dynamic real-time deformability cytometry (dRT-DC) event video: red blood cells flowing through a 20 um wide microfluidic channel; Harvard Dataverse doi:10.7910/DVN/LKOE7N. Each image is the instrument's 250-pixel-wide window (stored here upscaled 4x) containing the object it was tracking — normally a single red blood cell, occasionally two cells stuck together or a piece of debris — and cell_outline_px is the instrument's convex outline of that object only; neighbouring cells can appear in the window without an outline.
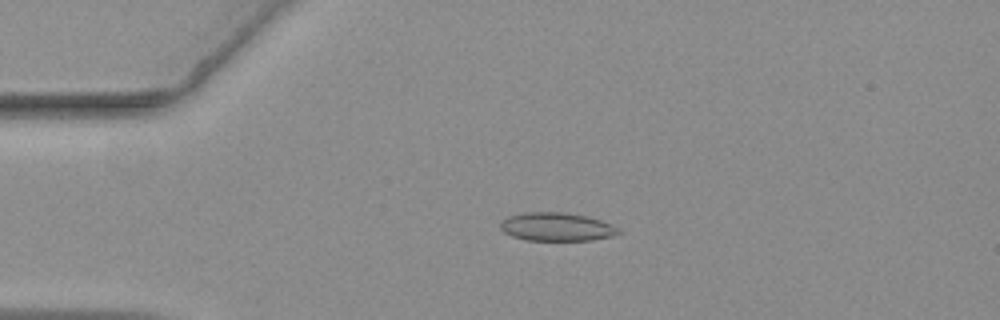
{"species": "common noctule bat (a hibernating species)", "species_latin": "Nyctalus noctula", "temperature_condition": "warm", "stored_images_in_passage": 57, "camera_frame_rate_fps": 3000, "um_per_image_px": 0.085, "animal": {"sex": "female", "body_mass_g": 19.3, "forearm_length_mm": 54.1}, "frame": {"image": 1, "passage_image": 13, "time_ms": 4.0, "image_size_px": [1000, 320], "cell_outline_px": [[620, 232], [612, 236], [592, 240], [524, 240], [512, 236], [504, 232], [500, 228], [500, 224], [508, 216], [528, 212], [564, 212], [584, 216], [600, 220], [612, 224]], "centroid_in_image_um": [47.29, 19.28], "position_along_channel_um": 37.7, "area_um2": 19.31}}
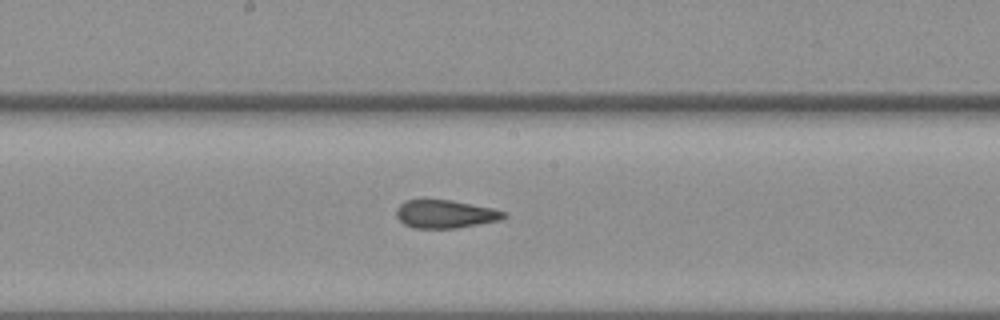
{"frame": {"image": 2, "passage_image": 30, "time_ms": 9.667, "image_size_px": [1000, 320], "cell_outline_px": [[508, 216], [500, 220], [456, 228], [412, 228], [404, 224], [396, 216], [396, 208], [400, 204], [408, 200], [452, 200], [492, 208], [504, 212]], "centroid_in_image_um": [37.83, 18.2], "position_along_channel_um": 210.4, "area_um2": 17.51}}
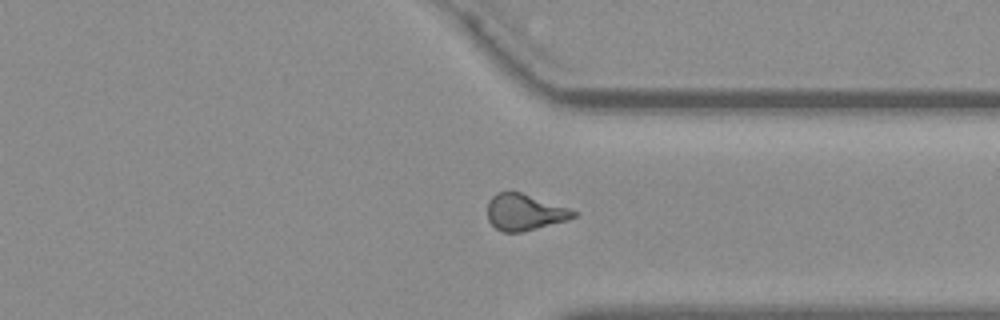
{"frame": {"image": 3, "passage_image": 43, "time_ms": 14.0, "image_size_px": [1000, 320], "cell_outline_px": [[580, 212], [576, 216], [568, 220], [520, 232], [504, 232], [496, 228], [488, 220], [488, 200], [496, 192], [520, 192]], "centroid_in_image_um": [44.59, 18.03], "position_along_channel_um": 366.8, "area_um2": 18.03}, "authors_computed_cell_mechanics": {"area_um2": 18.3804, "velocity_mm_per_s": 3.6261, "shape_relaxation_time_tau1_ms": null, "shape_relaxation_time_tau2_ms": 1.0798, "deformation_change_tau1": null, "deformation_change_tau2": 0.0851}}